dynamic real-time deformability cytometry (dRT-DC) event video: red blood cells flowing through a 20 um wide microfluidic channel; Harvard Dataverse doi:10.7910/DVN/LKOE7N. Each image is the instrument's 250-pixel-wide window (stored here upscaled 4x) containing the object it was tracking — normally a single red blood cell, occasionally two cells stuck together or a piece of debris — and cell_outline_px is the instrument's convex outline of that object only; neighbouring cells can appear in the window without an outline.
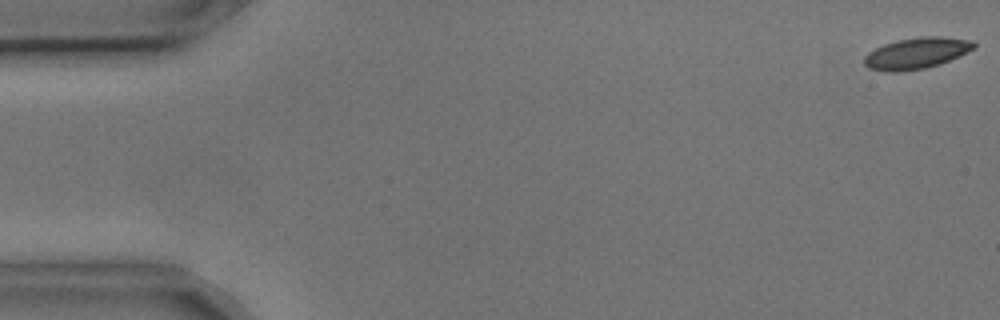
{"species": "common noctule bat (a hibernating species)", "species_latin": "Nyctalus noctula", "temperature_condition": "cold", "stored_images_in_passage": 4, "camera_frame_rate_fps": 3000, "um_per_image_px": 0.085, "animal": {"sex": "male", "body_mass_g": 17.9, "forearm_length_mm": 54.2}, "frame": {"image": 1, "passage_image": 1, "time_ms": 0.0, "image_size_px": [1000, 320], "cell_outline_px": [[976, 48], [960, 56], [940, 64], [924, 68], [896, 72], [884, 72], [868, 68], [864, 64], [864, 56], [868, 52], [884, 44], [896, 40], [920, 36], [940, 36], [972, 40], [976, 44]], "centroid_in_image_um": [77.91, 4.52], "position_along_channel_um": 7.1, "area_um2": 20.17}}